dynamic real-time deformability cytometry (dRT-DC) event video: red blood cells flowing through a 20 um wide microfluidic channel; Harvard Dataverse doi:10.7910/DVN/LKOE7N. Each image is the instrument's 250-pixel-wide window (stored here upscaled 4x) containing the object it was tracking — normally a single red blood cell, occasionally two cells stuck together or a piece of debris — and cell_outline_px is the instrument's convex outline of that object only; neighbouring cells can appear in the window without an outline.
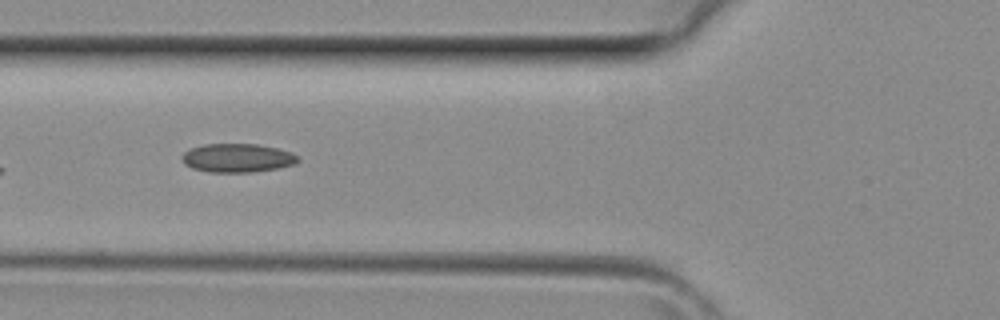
{"species": "common noctule bat (a hibernating species)", "species_latin": "Nyctalus noctula", "temperature_condition": "room temperature", "stored_images_in_passage": 4, "camera_frame_rate_fps": 3000, "um_per_image_px": 0.085, "animal": {"sex": "female", "body_mass_g": 29.2, "forearm_length_mm": 56.3}, "frame": {"image": 1, "passage_image": 4, "time_ms": 1.0, "image_size_px": [1000, 320], "cell_outline_px": [[300, 160], [296, 164], [280, 168], [252, 172], [208, 172], [192, 168], [184, 164], [180, 156], [184, 152], [192, 148], [204, 144], [256, 144], [276, 148], [292, 152], [300, 156]], "centroid_in_image_um": [20.21, 13.43], "position_along_channel_um": 105.6, "area_um2": 19.59}}